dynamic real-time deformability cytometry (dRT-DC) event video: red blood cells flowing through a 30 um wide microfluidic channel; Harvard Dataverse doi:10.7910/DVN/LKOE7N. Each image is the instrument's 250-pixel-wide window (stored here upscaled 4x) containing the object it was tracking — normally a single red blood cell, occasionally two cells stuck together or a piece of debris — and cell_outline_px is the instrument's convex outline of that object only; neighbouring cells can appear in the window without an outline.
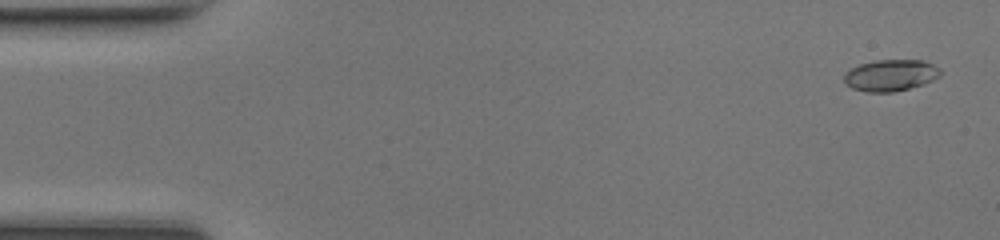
{"species": "common noctule bat (a hibernating species)", "species_latin": "Nyctalus noctula", "temperature_condition": "room temperature", "stored_images_in_passage": 48, "camera_frame_rate_fps": 3000, "um_per_image_px": 0.085, "animal": {"sex": "female", "body_mass_g": 17.0, "forearm_length_mm": 48.0}, "frame": {"image": 1, "passage_image": 2, "time_ms": 0.333, "image_size_px": [1000, 240], "cell_outline_px": [[940, 76], [924, 84], [892, 92], [868, 92], [852, 88], [844, 80], [844, 76], [852, 68], [860, 64], [876, 60], [924, 60], [940, 68]], "centroid_in_image_um": [75.73, 6.39], "position_along_channel_um": 9.3, "area_um2": 17.46}}
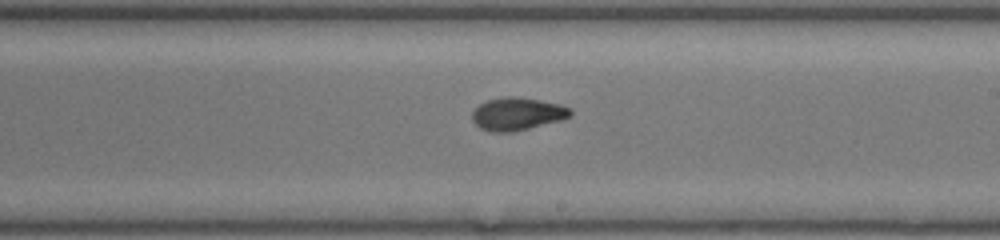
{"frame": {"image": 2, "passage_image": 28, "time_ms": 9.0, "image_size_px": [1000, 240], "cell_outline_px": [[572, 116], [560, 120], [512, 132], [492, 132], [480, 128], [472, 120], [472, 112], [480, 104], [488, 100], [504, 96], [516, 96], [560, 104], [572, 108]], "centroid_in_image_um": [43.97, 9.67], "position_along_channel_um": 245.0, "area_um2": 18.67}}
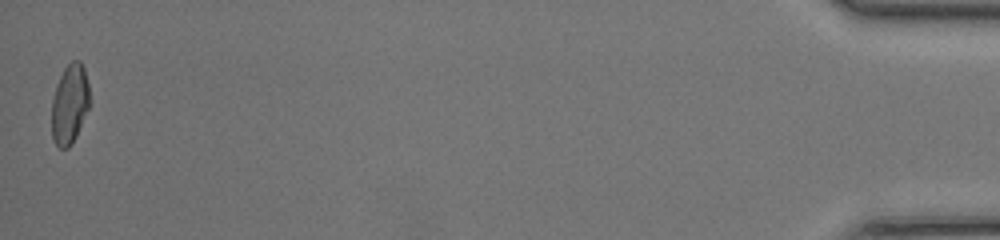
{"frame": {"image": 3, "passage_image": 48, "time_ms": 15.667, "image_size_px": [1000, 240], "cell_outline_px": [[92, 104], [72, 144], [68, 148], [60, 148], [56, 144], [52, 136], [52, 100], [56, 84], [64, 68], [72, 60], [80, 60], [84, 68], [88, 84]], "centroid_in_image_um": [5.95, 8.84], "position_along_channel_um": 429.2, "area_um2": 17.98}, "authors_computed_cell_mechanics": {"area_um2": 17.9758, "velocity_mm_per_s": 4.3212, "shape_relaxation_time_tau1_ms": 5.8439, "shape_relaxation_time_tau2_ms": 1.6923, "deformation_change_tau1": 0.231, "deformation_change_tau2": 0.0724}}